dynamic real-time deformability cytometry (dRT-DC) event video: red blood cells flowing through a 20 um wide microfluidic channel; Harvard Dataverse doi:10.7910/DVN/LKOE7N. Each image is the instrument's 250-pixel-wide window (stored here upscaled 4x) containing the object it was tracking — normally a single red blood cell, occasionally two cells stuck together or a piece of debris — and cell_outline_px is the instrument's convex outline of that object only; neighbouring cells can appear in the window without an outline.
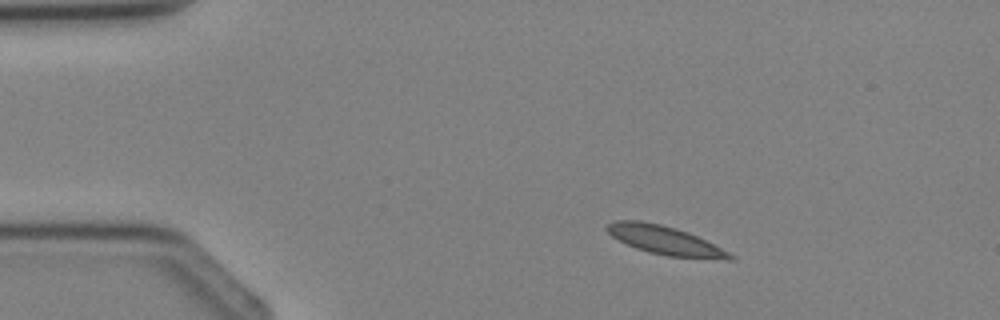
{"species": "Egyptian fruit bat (a non-hibernating species)", "species_latin": "Rousettus aegyptiacus", "temperature_condition": "cold", "stored_images_in_passage": 2, "camera_frame_rate_fps": 3000, "um_per_image_px": 0.085, "animal": {"sex": "female"}, "frame": {"image": 1, "passage_image": 1, "time_ms": 0.0, "image_size_px": [1000, 320], "cell_outline_px": [[736, 260], [728, 260], [668, 256], [648, 252], [636, 248], [612, 236], [604, 228], [608, 224], [616, 220], [640, 220], [660, 224], [676, 228], [688, 232], [736, 256]], "centroid_in_image_um": [56.53, 20.43], "position_along_channel_um": 28.5, "area_um2": 20.35}}